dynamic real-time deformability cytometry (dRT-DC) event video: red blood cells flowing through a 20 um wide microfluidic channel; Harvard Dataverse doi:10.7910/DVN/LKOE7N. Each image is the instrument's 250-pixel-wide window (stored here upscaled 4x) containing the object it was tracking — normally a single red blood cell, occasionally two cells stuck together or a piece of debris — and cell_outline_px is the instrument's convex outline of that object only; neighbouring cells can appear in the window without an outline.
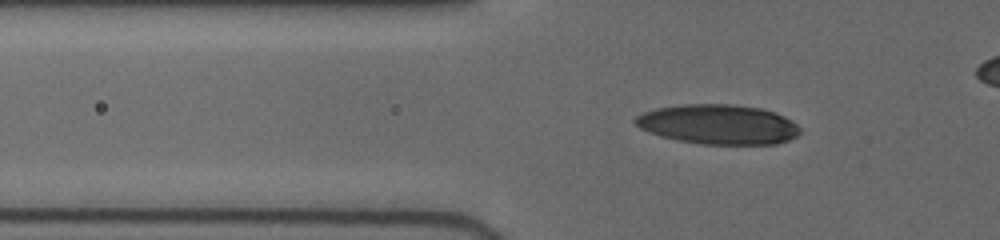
{"species": "human", "species_latin": "Homo sapiens", "temperature_condition": "cold", "stored_images_in_passage": 53, "camera_frame_rate_fps": 3000, "um_per_image_px": 0.085, "donor": {"sex": "female"}, "frame": {"image": 1, "passage_image": 18, "time_ms": 5.333, "image_size_px": [1000, 240], "cell_outline_px": [[800, 132], [796, 136], [788, 140], [776, 144], [704, 144], [676, 140], [660, 136], [648, 132], [640, 128], [632, 120], [636, 116], [644, 112], [656, 108], [684, 104], [732, 104], [760, 108], [776, 112], [784, 116], [796, 124], [800, 128]], "centroid_in_image_um": [61.04, 10.57], "position_along_channel_um": 64.8, "area_um2": 38.21}}
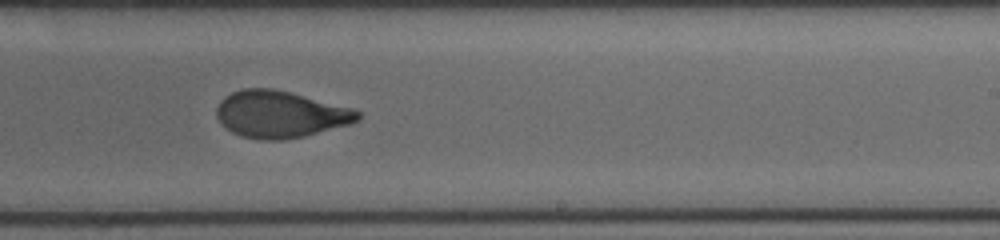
{"frame": {"image": 2, "passage_image": 36, "time_ms": 10.667, "image_size_px": [1000, 240], "cell_outline_px": [[360, 116], [352, 124], [304, 136], [284, 140], [260, 140], [244, 136], [232, 132], [216, 116], [216, 108], [220, 100], [224, 96], [232, 92], [244, 88], [272, 88], [352, 108], [360, 112]], "centroid_in_image_um": [23.81, 9.72], "position_along_channel_um": 265.2, "area_um2": 38.26}}
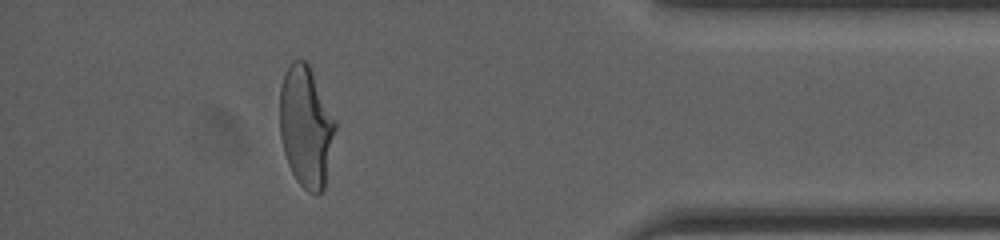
{"frame": {"image": 3, "passage_image": 51, "time_ms": 15.0, "image_size_px": [1000, 240], "cell_outline_px": [[336, 128], [324, 188], [316, 196], [308, 192], [296, 180], [288, 164], [284, 152], [280, 136], [280, 88], [284, 72], [292, 60], [304, 60], [308, 64], [336, 120]], "centroid_in_image_um": [26.0, 10.77], "position_along_channel_um": 409.2, "area_um2": 39.07}}